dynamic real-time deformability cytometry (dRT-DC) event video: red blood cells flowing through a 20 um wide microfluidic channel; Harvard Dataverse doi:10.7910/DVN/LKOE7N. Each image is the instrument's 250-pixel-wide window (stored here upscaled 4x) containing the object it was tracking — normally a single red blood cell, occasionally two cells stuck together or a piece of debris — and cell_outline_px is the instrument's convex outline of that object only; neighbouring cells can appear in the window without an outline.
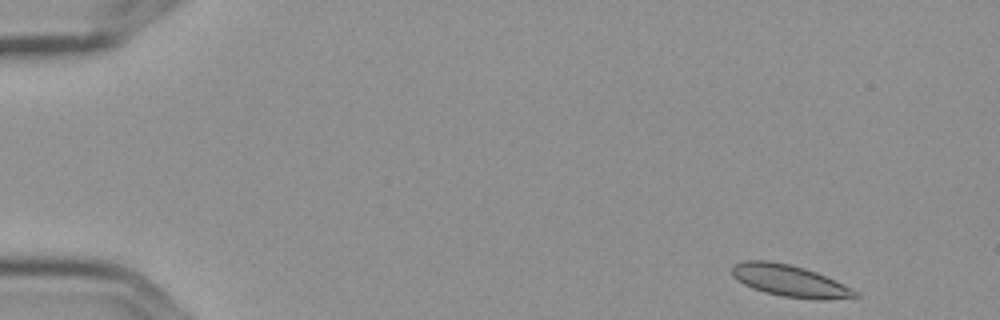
{"species": "Egyptian fruit bat (a non-hibernating species)", "species_latin": "Rousettus aegyptiacus", "temperature_condition": "cold", "stored_images_in_passage": 4, "camera_frame_rate_fps": 3000, "um_per_image_px": 0.085, "frame": {"image": 1, "passage_image": 1, "time_ms": 0.0, "image_size_px": [1000, 320], "cell_outline_px": [[860, 296], [824, 300], [820, 300], [780, 296], [764, 292], [752, 288], [736, 280], [732, 276], [732, 264], [744, 260], [768, 260], [788, 264], [804, 268], [816, 272], [852, 288], [860, 292]], "centroid_in_image_um": [67.1, 23.87], "position_along_channel_um": 17.9, "area_um2": 22.89}}